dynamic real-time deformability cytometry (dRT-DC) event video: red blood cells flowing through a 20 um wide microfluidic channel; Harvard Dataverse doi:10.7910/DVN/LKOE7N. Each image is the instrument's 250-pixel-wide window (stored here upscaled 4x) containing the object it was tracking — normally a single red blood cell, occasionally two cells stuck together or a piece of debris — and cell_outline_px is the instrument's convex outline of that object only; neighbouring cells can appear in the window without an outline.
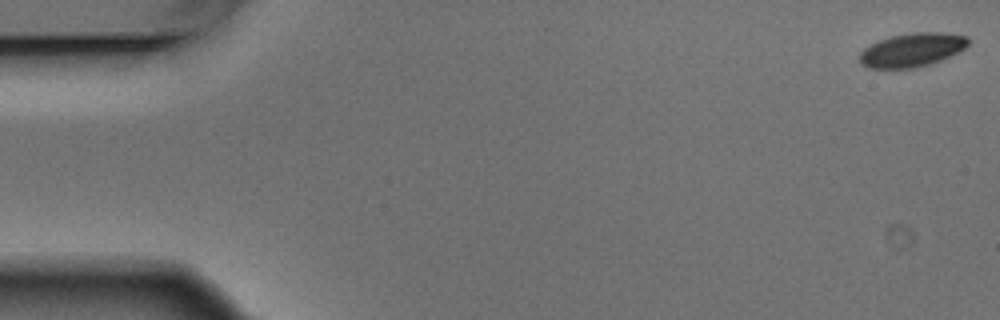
{"species": "Egyptian fruit bat (a non-hibernating species)", "species_latin": "Rousettus aegyptiacus", "temperature_condition": "warm", "stored_images_in_passage": 6, "segment_of_instrument_passage": [1, 2], "camera_frame_rate_fps": 3000, "um_per_image_px": 0.085, "animal": {"sex": "male"}, "frame": {"image": 1, "passage_image": 1, "time_ms": 0.0, "image_size_px": [1000, 320], "cell_outline_px": [[968, 44], [960, 52], [940, 60], [928, 64], [912, 68], [868, 68], [860, 64], [860, 52], [864, 48], [880, 40], [892, 36], [912, 32], [940, 32], [968, 36]], "centroid_in_image_um": [77.52, 4.24], "position_along_channel_um": 7.5, "area_um2": 21.21}}
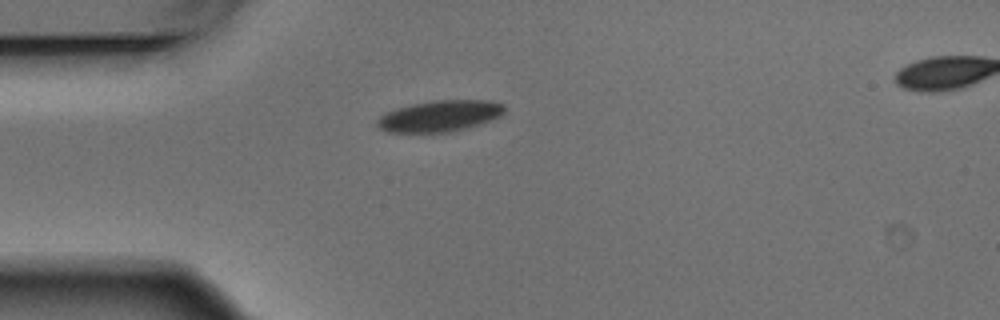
{"frame": {"image": 2, "passage_image": 5, "time_ms": 1.333, "image_size_px": [1000, 320], "cell_outline_px": [[504, 112], [500, 116], [492, 120], [464, 128], [448, 132], [388, 132], [380, 128], [376, 124], [376, 120], [384, 112], [396, 108], [412, 104], [436, 100], [492, 100], [504, 104]], "centroid_in_image_um": [37.37, 9.85], "position_along_channel_um": 47.6, "area_um2": 23.12}}